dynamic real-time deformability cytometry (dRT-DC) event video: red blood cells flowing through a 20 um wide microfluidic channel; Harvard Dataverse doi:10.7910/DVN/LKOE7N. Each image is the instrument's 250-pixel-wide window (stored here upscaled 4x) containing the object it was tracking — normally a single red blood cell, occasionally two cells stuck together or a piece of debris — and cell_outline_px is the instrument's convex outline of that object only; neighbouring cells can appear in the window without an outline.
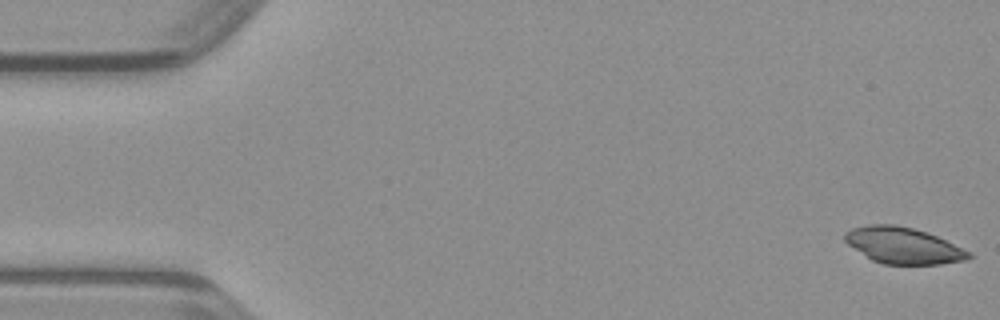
{"species": "common noctule bat (a hibernating species)", "species_latin": "Nyctalus noctula", "temperature_condition": "warm", "stored_images_in_passage": 47, "camera_frame_rate_fps": 3000, "um_per_image_px": 0.085, "animal": {"sex": "male", "body_mass_g": 23.1, "forearm_length_mm": 52.7}, "frame": {"image": 1, "passage_image": 1, "time_ms": 0.0, "image_size_px": [1000, 320], "cell_outline_px": [[972, 256], [964, 260], [940, 264], [884, 264], [872, 260], [848, 244], [844, 240], [844, 232], [852, 228], [868, 224], [896, 224], [912, 228], [936, 236], [972, 252]], "centroid_in_image_um": [76.75, 20.86], "position_along_channel_um": 8.2, "area_um2": 26.01}}
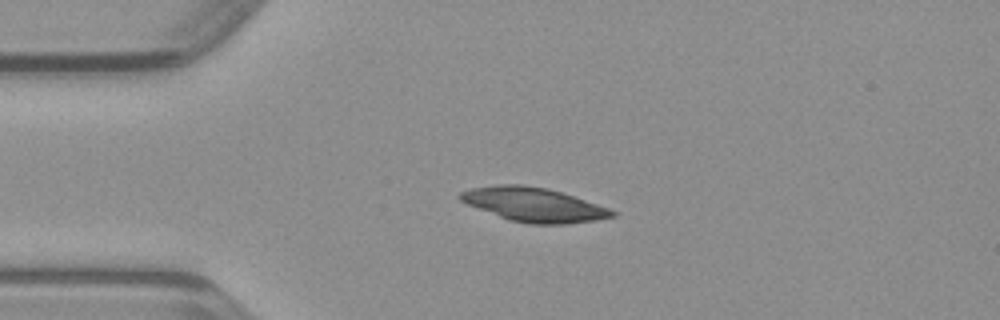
{"frame": {"image": 2, "passage_image": 11, "time_ms": 3.333, "image_size_px": [1000, 320], "cell_outline_px": [[616, 216], [596, 220], [568, 224], [528, 224], [508, 220], [468, 204], [460, 200], [456, 196], [460, 192], [472, 188], [500, 184], [524, 184], [548, 188], [608, 208], [616, 212]], "centroid_in_image_um": [45.34, 17.4], "position_along_channel_um": 39.7, "area_um2": 30.06}}